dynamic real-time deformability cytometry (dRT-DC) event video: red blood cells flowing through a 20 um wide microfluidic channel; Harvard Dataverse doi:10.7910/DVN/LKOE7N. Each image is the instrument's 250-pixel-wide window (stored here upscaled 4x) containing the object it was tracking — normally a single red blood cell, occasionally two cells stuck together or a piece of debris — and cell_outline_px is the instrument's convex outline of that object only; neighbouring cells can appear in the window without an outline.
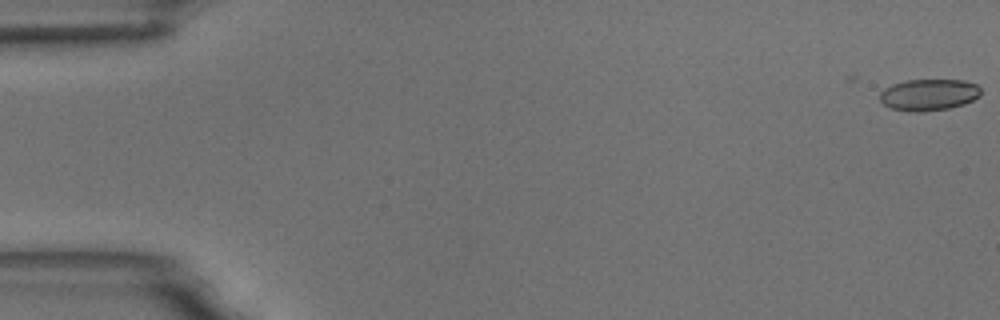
{"species": "common noctule bat (a hibernating species)", "species_latin": "Nyctalus noctula", "temperature_condition": "room temperature", "stored_images_in_passage": 2, "segment_of_instrument_passage": [2, 2], "camera_frame_rate_fps": 3000, "um_per_image_px": 0.085, "animal": {"sex": "male", "body_mass_g": 18.8}, "frame": {"image": 1, "passage_image": 2, "time_ms": 1.333, "image_size_px": [1000, 320], "cell_outline_px": [[980, 96], [964, 104], [948, 108], [924, 112], [908, 112], [892, 108], [884, 104], [880, 100], [880, 92], [884, 88], [892, 84], [904, 80], [964, 80], [976, 84], [980, 88]], "centroid_in_image_um": [78.93, 8.05], "position_along_channel_um": 6.1, "area_um2": 18.67}}